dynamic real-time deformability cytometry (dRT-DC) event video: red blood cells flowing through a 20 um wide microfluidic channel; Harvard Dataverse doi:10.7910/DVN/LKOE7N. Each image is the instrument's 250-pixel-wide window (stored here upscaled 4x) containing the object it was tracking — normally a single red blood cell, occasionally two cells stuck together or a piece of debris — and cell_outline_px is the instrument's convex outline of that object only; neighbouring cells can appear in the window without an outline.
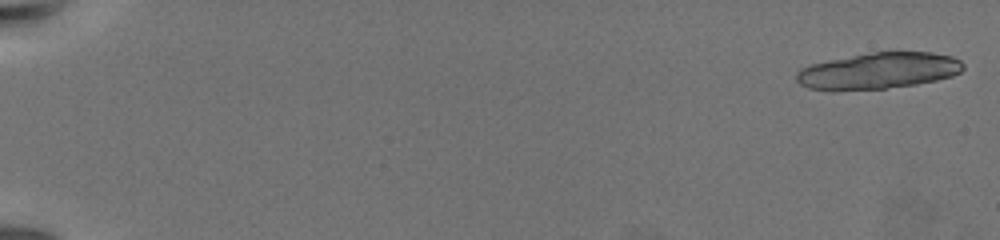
{"species": "common noctule bat (a hibernating species)", "species_latin": "Nyctalus noctula", "temperature_condition": "warm", "stored_images_in_passage": 10, "camera_frame_rate_fps": 3000, "um_per_image_px": 0.085, "animal": {"sex": "female", "body_mass_g": 19.5, "forearm_length_mm": 54.1}, "frame": {"image": 1, "passage_image": 1, "time_ms": 0.0, "image_size_px": [1000, 240], "cell_outline_px": [[964, 68], [960, 72], [952, 76], [936, 80], [916, 84], [884, 88], [808, 88], [800, 84], [796, 80], [796, 72], [800, 68], [812, 64], [828, 60], [872, 52], [932, 52], [952, 56], [960, 60], [964, 64]], "centroid_in_image_um": [74.73, 5.98], "position_along_channel_um": 10.3, "area_um2": 34.51}}